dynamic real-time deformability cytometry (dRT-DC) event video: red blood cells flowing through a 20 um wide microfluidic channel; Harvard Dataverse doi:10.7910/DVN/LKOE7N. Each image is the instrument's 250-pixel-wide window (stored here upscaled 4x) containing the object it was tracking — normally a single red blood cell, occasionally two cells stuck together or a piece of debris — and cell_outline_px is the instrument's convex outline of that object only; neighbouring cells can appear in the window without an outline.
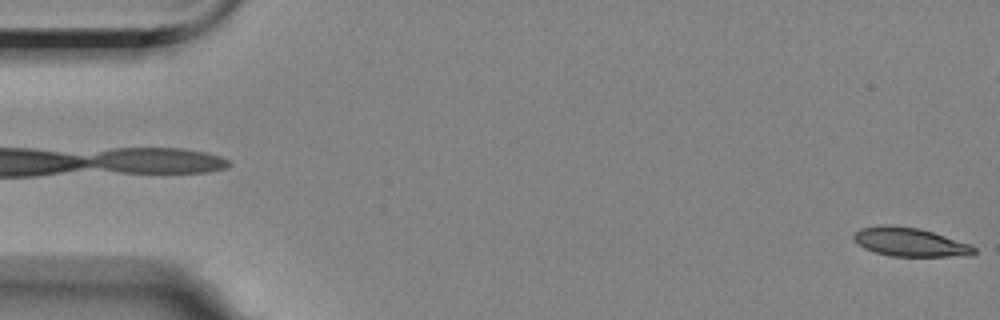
{"species": "Egyptian fruit bat (a non-hibernating species)", "species_latin": "Rousettus aegyptiacus", "temperature_condition": "room temperature", "stored_images_in_passage": 5, "camera_frame_rate_fps": 3000, "um_per_image_px": 0.085, "animal": {"sex": "female"}, "frame": {"image": 1, "passage_image": 5, "time_ms": 5.333, "image_size_px": [1000, 320], "cell_outline_px": [[976, 252], [972, 256], [888, 256], [864, 248], [852, 236], [860, 228], [880, 224], [888, 224], [920, 228], [968, 244], [976, 248]], "centroid_in_image_um": [77.34, 20.57], "position_along_channel_um": 7.7, "area_um2": 20.06}}